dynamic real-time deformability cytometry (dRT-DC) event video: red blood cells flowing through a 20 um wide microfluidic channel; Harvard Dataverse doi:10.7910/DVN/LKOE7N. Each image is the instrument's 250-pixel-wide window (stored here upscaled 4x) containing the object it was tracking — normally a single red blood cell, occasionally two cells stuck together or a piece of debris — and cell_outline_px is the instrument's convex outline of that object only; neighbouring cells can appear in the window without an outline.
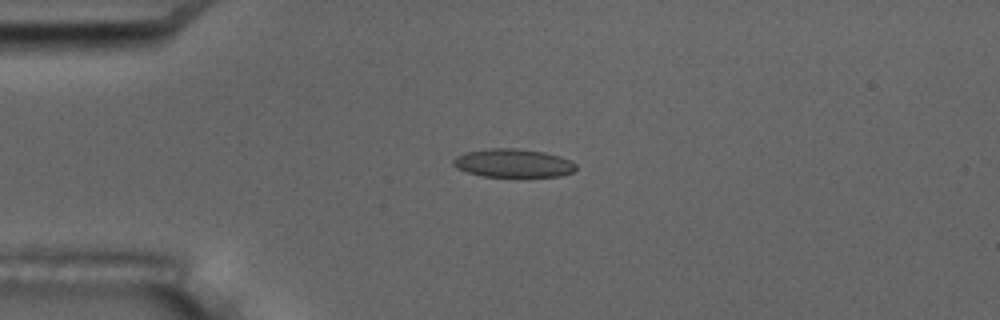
{"species": "common noctule bat (a hibernating species)", "species_latin": "Nyctalus noctula", "temperature_condition": "room temperature", "stored_images_in_passage": 6, "camera_frame_rate_fps": 3000, "um_per_image_px": 0.085, "animal": {"sex": "male", "body_mass_g": 17.5, "forearm_length_mm": 52.3}, "frame": {"image": 1, "passage_image": 4, "time_ms": 4.333, "image_size_px": [1000, 320], "cell_outline_px": [[576, 168], [572, 172], [560, 176], [524, 180], [480, 176], [456, 168], [452, 164], [452, 160], [456, 156], [464, 152], [488, 148], [516, 148], [544, 152], [560, 156], [572, 160], [576, 164]], "centroid_in_image_um": [43.64, 13.92], "position_along_channel_um": 41.4, "area_um2": 21.56}}